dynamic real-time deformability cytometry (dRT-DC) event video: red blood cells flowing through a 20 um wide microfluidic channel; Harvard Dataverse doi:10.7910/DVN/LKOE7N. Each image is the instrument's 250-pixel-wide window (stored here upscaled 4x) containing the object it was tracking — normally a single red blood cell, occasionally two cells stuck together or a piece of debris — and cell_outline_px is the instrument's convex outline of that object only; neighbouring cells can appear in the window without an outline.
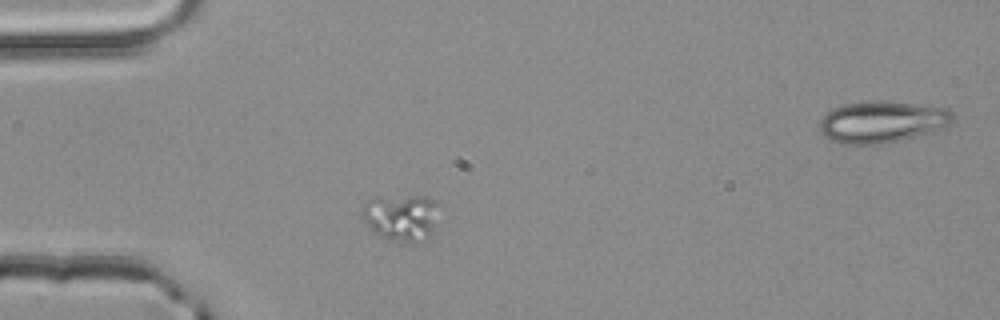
{"species": "common noctule bat (a hibernating species)", "species_latin": "Nyctalus noctula", "temperature_condition": "room temperature", "stored_images_in_passage": 2, "segment_of_instrument_passage": [1, 2], "camera_frame_rate_fps": 3000, "um_per_image_px": 0.085, "animal": {"sex": "male", "body_mass_g": 20.4}, "frame": {"image": 1, "passage_image": 1, "time_ms": 0.0, "image_size_px": [1000, 320], "cell_outline_px": [[436, 204], [432, 232], [428, 236], [412, 244], [380, 236], [364, 220], [360, 208], [368, 200], [376, 196], [428, 196]], "centroid_in_image_um": [34.05, 18.44], "position_along_channel_um": 51.0, "area_um2": 20.4}}